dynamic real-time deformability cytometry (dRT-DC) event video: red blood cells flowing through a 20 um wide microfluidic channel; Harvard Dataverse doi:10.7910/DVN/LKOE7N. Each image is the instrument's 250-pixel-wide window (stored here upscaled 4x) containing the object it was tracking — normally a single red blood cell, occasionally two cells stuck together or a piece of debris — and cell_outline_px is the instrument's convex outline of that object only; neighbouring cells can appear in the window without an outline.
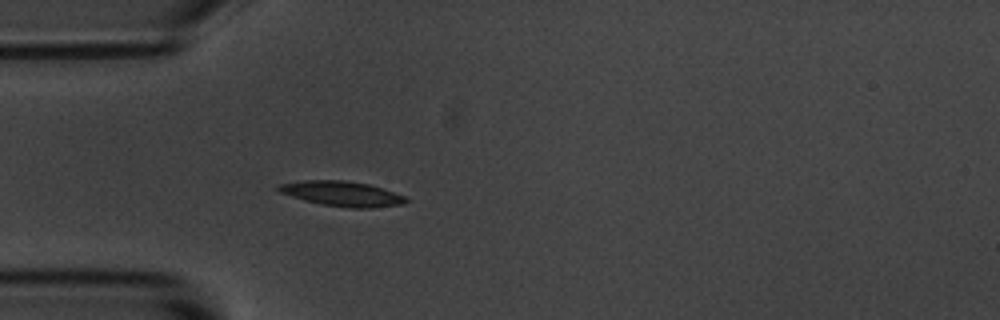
{"species": "common noctule bat (a hibernating species)", "species_latin": "Nyctalus noctula", "temperature_condition": "room temperature", "stored_images_in_passage": 3, "camera_frame_rate_fps": 3000, "um_per_image_px": 0.085, "animal": {"sex": "male", "body_mass_g": 20.1, "forearm_length_mm": 53.5}, "frame": {"image": 1, "passage_image": 3, "time_ms": 2.333, "image_size_px": [1000, 320], "cell_outline_px": [[408, 200], [404, 204], [372, 208], [348, 208], [324, 204], [304, 200], [280, 192], [276, 188], [280, 184], [304, 180], [344, 180], [368, 184], [404, 196]], "centroid_in_image_um": [29.07, 16.47], "position_along_channel_um": 55.9, "area_um2": 18.26}}